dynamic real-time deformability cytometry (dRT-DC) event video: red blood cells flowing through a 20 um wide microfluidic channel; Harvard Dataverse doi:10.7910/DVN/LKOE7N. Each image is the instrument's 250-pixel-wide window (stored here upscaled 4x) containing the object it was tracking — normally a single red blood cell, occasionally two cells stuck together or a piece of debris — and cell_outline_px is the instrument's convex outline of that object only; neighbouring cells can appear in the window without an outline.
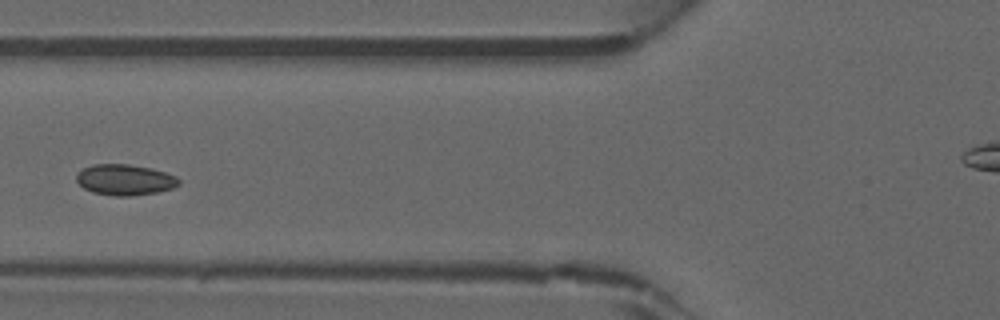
{"species": "common noctule bat (a hibernating species)", "species_latin": "Nyctalus noctula", "temperature_condition": "warm", "stored_images_in_passage": 34, "camera_frame_rate_fps": 3000, "um_per_image_px": 0.085, "animal": {"sex": "male", "forearm_length_mm": 52.5}, "frame": {"image": 1, "passage_image": 6, "time_ms": 1.667, "image_size_px": [1000, 320], "cell_outline_px": [[180, 184], [172, 188], [156, 192], [128, 196], [112, 196], [92, 192], [84, 188], [76, 180], [76, 172], [92, 164], [128, 164], [152, 168], [176, 176], [180, 180]], "centroid_in_image_um": [10.59, 15.27], "position_along_channel_um": 115.2, "area_um2": 18.44}}
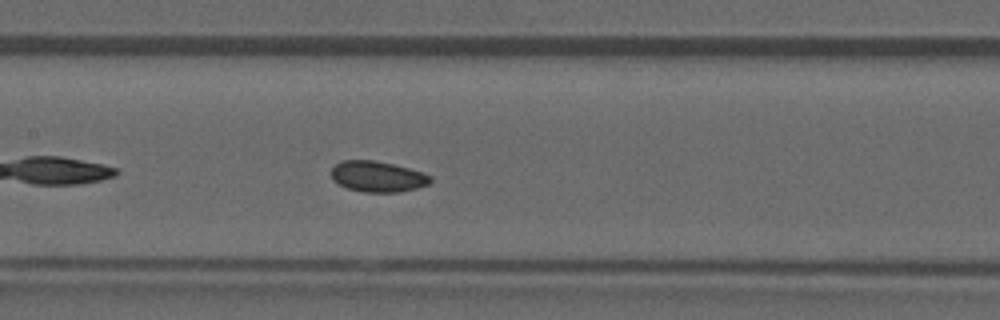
{"frame": {"image": 2, "passage_image": 10, "time_ms": 3.0, "image_size_px": [1000, 320], "cell_outline_px": [[432, 180], [428, 184], [416, 188], [400, 192], [364, 192], [348, 188], [332, 180], [332, 168], [336, 164], [344, 160], [372, 160], [392, 164], [408, 168], [432, 176]], "centroid_in_image_um": [32.09, 15.01], "position_along_channel_um": 175.3, "area_um2": 17.57}}